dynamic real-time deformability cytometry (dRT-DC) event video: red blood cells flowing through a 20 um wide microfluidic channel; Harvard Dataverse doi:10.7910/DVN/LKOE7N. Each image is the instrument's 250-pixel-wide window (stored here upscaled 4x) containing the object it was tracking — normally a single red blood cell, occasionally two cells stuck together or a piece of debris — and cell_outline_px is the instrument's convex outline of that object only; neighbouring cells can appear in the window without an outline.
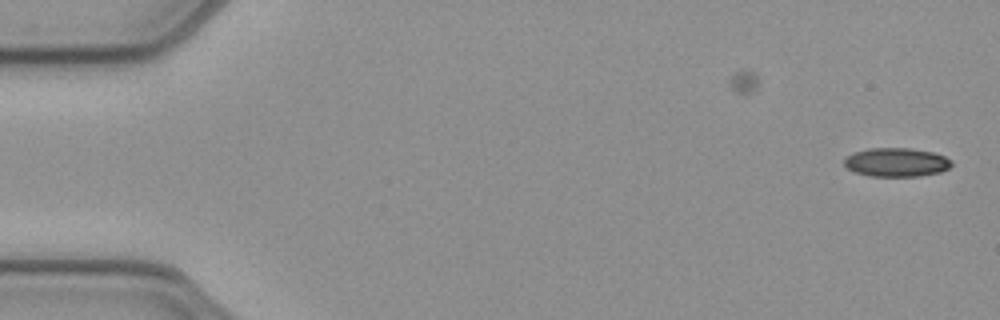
{"species": "common noctule bat (a hibernating species)", "species_latin": "Nyctalus noctula", "temperature_condition": "cold", "stored_images_in_passage": 51, "camera_frame_rate_fps": 3000, "um_per_image_px": 0.085, "animal": {"sex": "female", "body_mass_g": 21.9}, "frame": {"image": 1, "passage_image": 1, "time_ms": 0.0, "image_size_px": [1000, 320], "cell_outline_px": [[952, 164], [948, 168], [940, 172], [920, 176], [868, 176], [852, 172], [844, 164], [844, 156], [868, 148], [912, 148], [932, 152], [944, 156], [952, 160]], "centroid_in_image_um": [76.17, 13.79], "position_along_channel_um": 8.8, "area_um2": 18.15}}
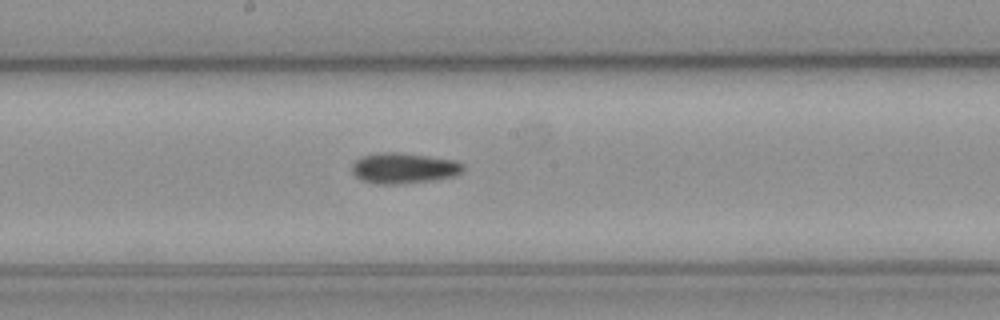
{"frame": {"image": 2, "passage_image": 27, "time_ms": 8.667, "image_size_px": [1000, 320], "cell_outline_px": [[464, 168], [460, 172], [452, 176], [436, 180], [400, 184], [376, 184], [364, 180], [356, 176], [352, 172], [352, 164], [360, 156], [380, 152], [400, 152], [456, 160], [464, 164]], "centroid_in_image_um": [34.31, 14.28], "position_along_channel_um": 213.9, "area_um2": 19.94}}
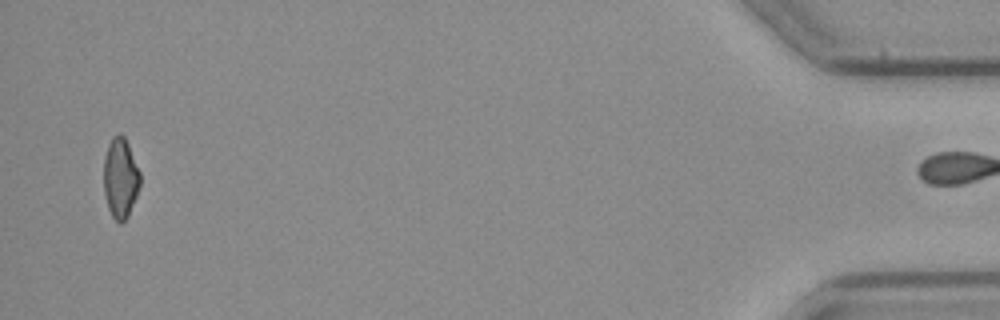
{"frame": {"image": 3, "passage_image": 50, "time_ms": 16.333, "image_size_px": [1000, 320], "cell_outline_px": [[140, 184], [136, 196], [128, 216], [120, 224], [112, 216], [108, 208], [104, 196], [104, 156], [108, 144], [112, 136], [120, 132], [124, 136], [128, 144], [140, 172]], "centroid_in_image_um": [10.22, 15.11], "position_along_channel_um": 425.0, "area_um2": 17.05}}